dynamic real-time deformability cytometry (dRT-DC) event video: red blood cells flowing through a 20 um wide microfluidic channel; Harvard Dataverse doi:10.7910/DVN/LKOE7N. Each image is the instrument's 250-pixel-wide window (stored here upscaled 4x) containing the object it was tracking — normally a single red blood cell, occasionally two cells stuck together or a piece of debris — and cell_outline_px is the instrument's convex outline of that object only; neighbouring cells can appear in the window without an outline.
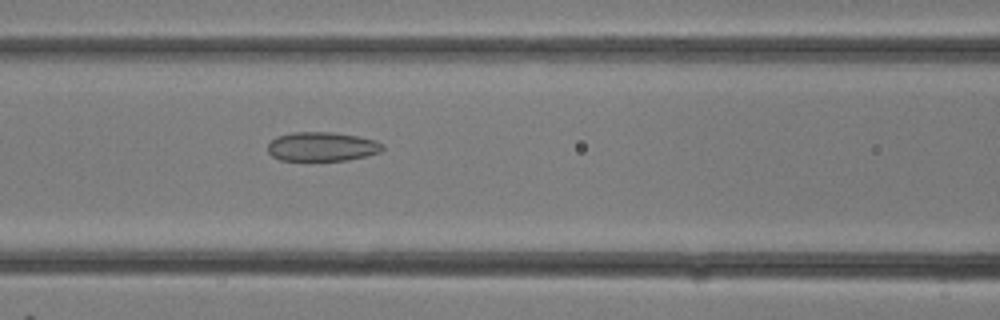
{"species": "common noctule bat (a hibernating species)", "species_latin": "Nyctalus noctula", "temperature_condition": "room temperature", "stored_images_in_passage": 13, "camera_frame_rate_fps": 3000, "um_per_image_px": 0.085, "animal": {"sex": "female"}, "frame": {"image": 1, "passage_image": 13, "time_ms": 4.0, "image_size_px": [1000, 320], "cell_outline_px": [[384, 148], [380, 152], [348, 160], [280, 160], [272, 156], [268, 152], [268, 144], [276, 136], [292, 132], [332, 132], [360, 136], [376, 140], [384, 144]], "centroid_in_image_um": [27.38, 12.45], "position_along_channel_um": 139.2, "area_um2": 19.59}}